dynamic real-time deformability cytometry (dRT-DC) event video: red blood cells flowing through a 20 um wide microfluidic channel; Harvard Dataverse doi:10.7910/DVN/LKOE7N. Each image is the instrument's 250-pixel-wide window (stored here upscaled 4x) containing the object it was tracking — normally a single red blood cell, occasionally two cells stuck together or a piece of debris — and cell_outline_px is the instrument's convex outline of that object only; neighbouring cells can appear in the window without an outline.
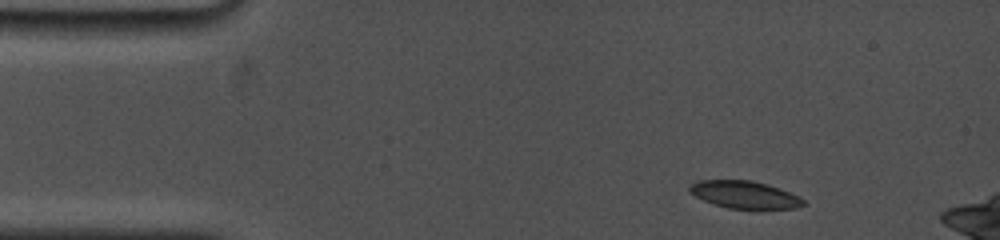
{"species": "common noctule bat (a hibernating species)", "species_latin": "Nyctalus noctula", "temperature_condition": "cold", "stored_images_in_passage": 10, "camera_frame_rate_fps": 5000, "um_per_image_px": 0.085, "animal": {"sex": "female", "body_mass_g": 19.0, "forearm_length_mm": 53.3}, "frame": {"image": 1, "passage_image": 1, "time_ms": 0.0, "image_size_px": [1000, 240], "cell_outline_px": [[808, 204], [796, 208], [756, 212], [728, 208], [704, 200], [688, 192], [688, 188], [692, 184], [700, 180], [752, 180], [768, 184], [800, 196]], "centroid_in_image_um": [63.39, 16.6], "position_along_channel_um": 21.6, "area_um2": 19.02}}
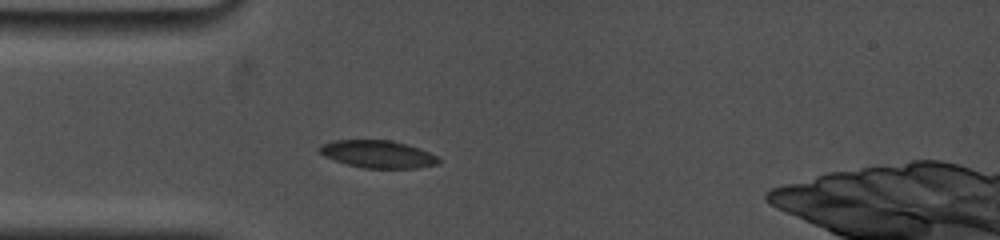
{"frame": {"image": 2, "passage_image": 7, "time_ms": 2.6, "image_size_px": [1000, 240], "cell_outline_px": [[440, 164], [416, 168], [364, 168], [348, 164], [324, 156], [316, 148], [320, 144], [332, 140], [392, 140], [420, 148], [436, 156], [440, 160]], "centroid_in_image_um": [32.1, 13.09], "position_along_channel_um": 52.9, "area_um2": 19.13}}
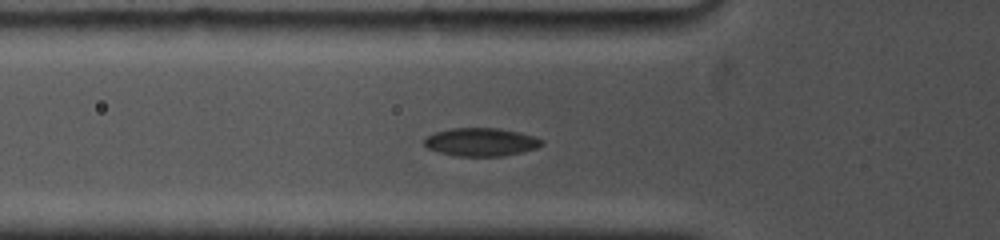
{"frame": {"image": 3, "passage_image": 9, "time_ms": 3.6, "image_size_px": [1000, 240], "cell_outline_px": [[544, 144], [536, 148], [504, 156], [452, 156], [428, 148], [424, 144], [424, 136], [436, 132], [452, 128], [500, 128], [520, 132], [536, 136], [544, 140]], "centroid_in_image_um": [40.9, 12.07], "position_along_channel_um": 84.9, "area_um2": 19.48}}